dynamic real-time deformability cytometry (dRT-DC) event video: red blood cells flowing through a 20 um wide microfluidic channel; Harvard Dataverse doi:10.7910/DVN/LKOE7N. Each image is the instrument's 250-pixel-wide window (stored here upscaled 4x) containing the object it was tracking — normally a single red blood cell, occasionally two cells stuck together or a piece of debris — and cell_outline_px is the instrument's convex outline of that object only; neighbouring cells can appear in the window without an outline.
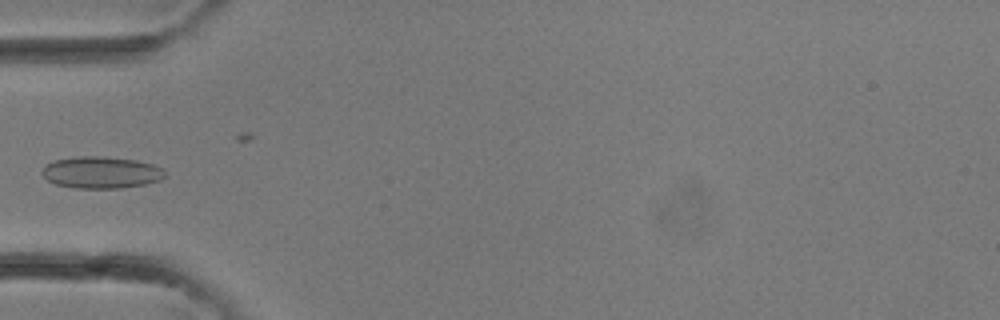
{"species": "common noctule bat (a hibernating species)", "species_latin": "Nyctalus noctula", "temperature_condition": "room temperature", "stored_images_in_passage": 18, "camera_frame_rate_fps": 3000, "um_per_image_px": 0.085, "animal": {"sex": "female"}, "frame": {"image": 1, "passage_image": 10, "time_ms": 3.0, "image_size_px": [1000, 320], "cell_outline_px": [[168, 176], [160, 180], [144, 184], [120, 188], [72, 188], [56, 184], [48, 180], [40, 172], [44, 164], [52, 160], [80, 156], [104, 156], [136, 160], [152, 164], [164, 168]], "centroid_in_image_um": [8.6, 14.65], "position_along_channel_um": 76.4, "area_um2": 23.12}}
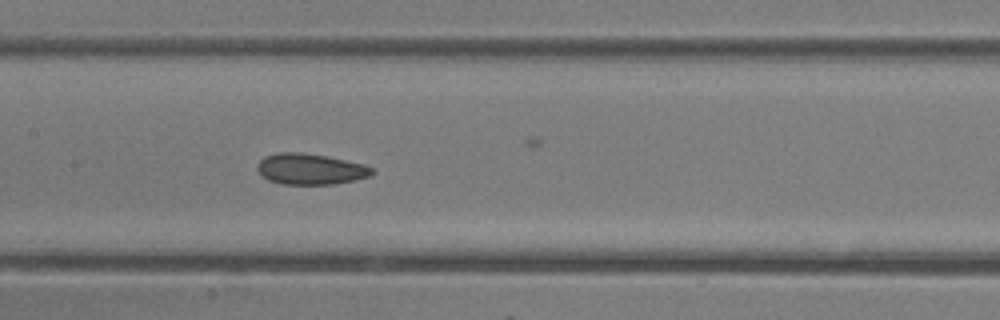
{"frame": {"image": 2, "passage_image": 15, "time_ms": 4.667, "image_size_px": [1000, 320], "cell_outline_px": [[376, 172], [368, 176], [356, 180], [332, 184], [284, 184], [268, 180], [256, 168], [256, 164], [264, 156], [280, 152], [300, 152], [328, 156], [364, 164], [372, 168]], "centroid_in_image_um": [26.39, 14.36], "position_along_channel_um": 181.0, "area_um2": 20.69}}
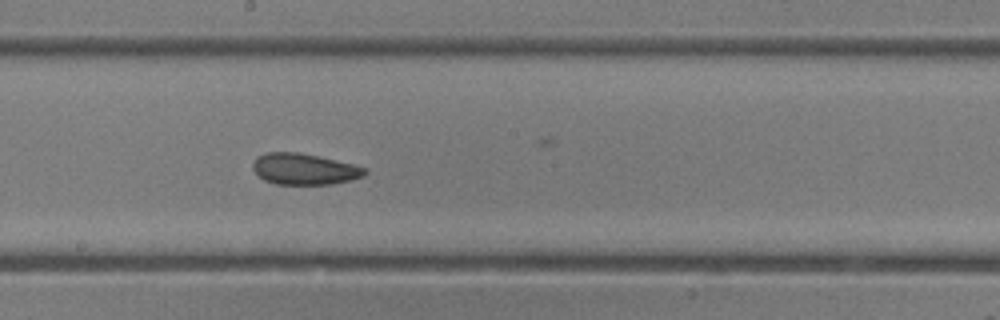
{"frame": {"image": 3, "passage_image": 17, "time_ms": 5.333, "image_size_px": [1000, 320], "cell_outline_px": [[368, 172], [364, 176], [352, 180], [332, 184], [276, 184], [264, 180], [252, 168], [252, 164], [256, 156], [268, 152], [296, 152], [316, 156], [352, 164], [368, 168]], "centroid_in_image_um": [25.87, 14.37], "position_along_channel_um": 222.3, "area_um2": 20.29}}